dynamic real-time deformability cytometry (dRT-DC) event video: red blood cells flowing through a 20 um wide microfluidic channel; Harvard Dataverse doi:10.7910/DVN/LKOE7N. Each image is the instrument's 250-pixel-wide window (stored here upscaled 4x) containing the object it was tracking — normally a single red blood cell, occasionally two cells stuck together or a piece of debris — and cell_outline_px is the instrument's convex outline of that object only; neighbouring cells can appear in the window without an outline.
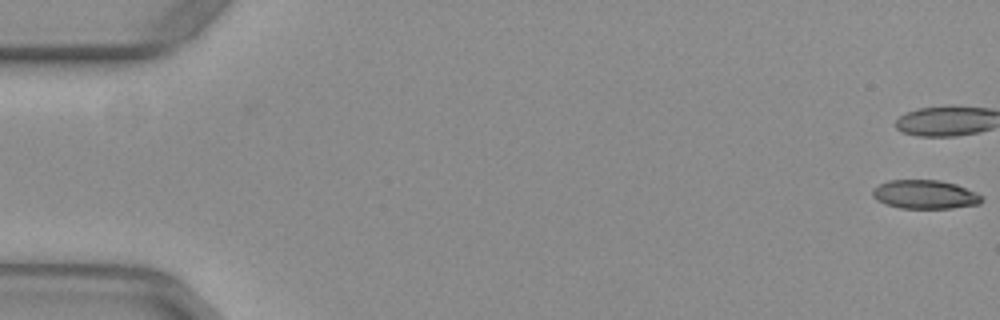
{"species": "common noctule bat (a hibernating species)", "species_latin": "Nyctalus noctula", "temperature_condition": "warm", "stored_images_in_passage": 13, "camera_frame_rate_fps": 3000, "um_per_image_px": 0.085, "animal": {"sex": "female", "body_mass_g": 29.2, "forearm_length_mm": 56.3}, "frame": {"image": 1, "passage_image": 1, "time_ms": 0.0, "image_size_px": [1000, 320], "cell_outline_px": [[984, 200], [980, 204], [952, 208], [900, 208], [884, 204], [876, 200], [872, 196], [872, 188], [888, 180], [940, 180], [956, 184], [984, 196]], "centroid_in_image_um": [78.61, 16.53], "position_along_channel_um": 6.4, "area_um2": 18.5}}